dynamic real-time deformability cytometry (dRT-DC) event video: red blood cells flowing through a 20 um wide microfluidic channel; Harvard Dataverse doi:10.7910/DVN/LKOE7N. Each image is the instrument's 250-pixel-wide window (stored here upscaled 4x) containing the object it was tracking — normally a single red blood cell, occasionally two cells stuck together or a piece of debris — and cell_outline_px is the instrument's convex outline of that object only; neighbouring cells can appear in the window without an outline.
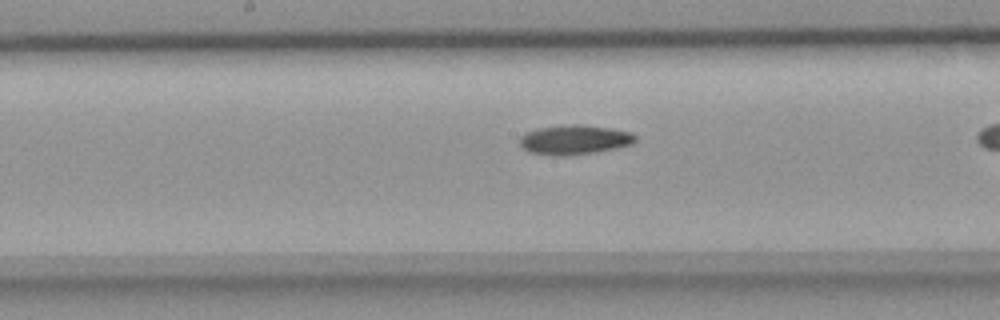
{"species": "common noctule bat (a hibernating species)", "species_latin": "Nyctalus noctula", "temperature_condition": "room temperature", "stored_images_in_passage": 33, "camera_frame_rate_fps": 3000, "um_per_image_px": 0.085, "animal": {"sex": "female", "body_mass_g": 18.4}, "frame": {"image": 1, "passage_image": 19, "time_ms": 6.0, "image_size_px": [1000, 320], "cell_outline_px": [[636, 140], [632, 144], [616, 148], [596, 152], [564, 156], [552, 156], [528, 152], [520, 144], [520, 136], [524, 132], [540, 128], [572, 124], [576, 124], [608, 128], [632, 132], [636, 136]], "centroid_in_image_um": [48.81, 11.89], "position_along_channel_um": 199.4, "area_um2": 19.88}}
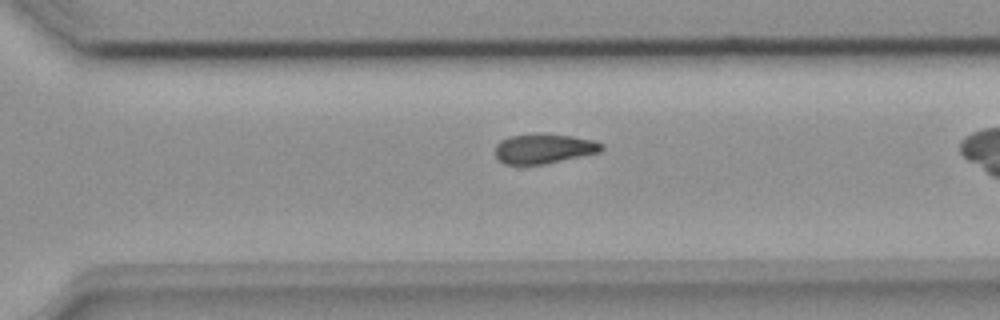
{"frame": {"image": 2, "passage_image": 28, "time_ms": 9.0, "image_size_px": [1000, 320], "cell_outline_px": [[604, 148], [600, 152], [544, 164], [504, 164], [496, 156], [496, 144], [500, 140], [508, 136], [568, 136], [592, 140], [604, 144]], "centroid_in_image_um": [46.23, 12.67], "position_along_channel_um": 324.4, "area_um2": 17.63}}